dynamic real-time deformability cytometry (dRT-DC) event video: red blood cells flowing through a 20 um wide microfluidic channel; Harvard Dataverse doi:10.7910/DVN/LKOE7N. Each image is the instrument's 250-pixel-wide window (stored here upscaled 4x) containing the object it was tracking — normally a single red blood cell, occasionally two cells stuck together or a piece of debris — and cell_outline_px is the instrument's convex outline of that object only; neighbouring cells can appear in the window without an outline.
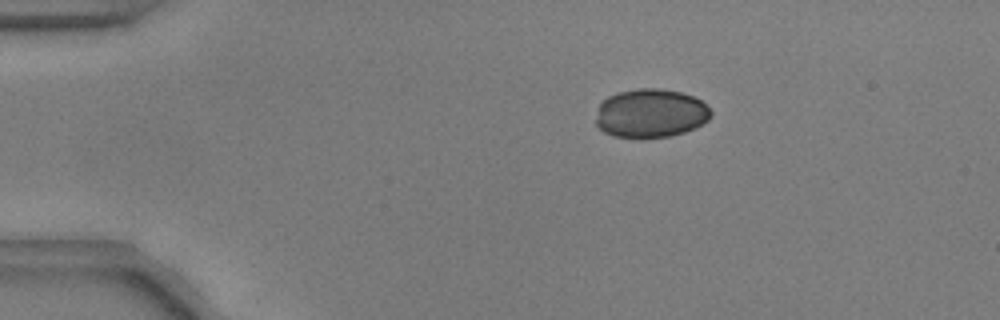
{"species": "common noctule bat (a hibernating species)", "species_latin": "Nyctalus noctula", "temperature_condition": "warm", "stored_images_in_passage": 19, "camera_frame_rate_fps": 3000, "um_per_image_px": 0.085, "animal": {"sex": "male", "body_mass_g": 17.9, "forearm_length_mm": 54.2}, "frame": {"image": 1, "passage_image": 11, "time_ms": 3.333, "image_size_px": [1000, 320], "cell_outline_px": [[712, 116], [704, 124], [696, 128], [672, 136], [640, 140], [612, 136], [604, 132], [596, 124], [596, 120], [600, 104], [608, 96], [616, 92], [640, 88], [660, 88], [680, 92], [692, 96], [700, 100], [712, 112]], "centroid_in_image_um": [55.31, 9.66], "position_along_channel_um": 29.7, "area_um2": 33.29}}